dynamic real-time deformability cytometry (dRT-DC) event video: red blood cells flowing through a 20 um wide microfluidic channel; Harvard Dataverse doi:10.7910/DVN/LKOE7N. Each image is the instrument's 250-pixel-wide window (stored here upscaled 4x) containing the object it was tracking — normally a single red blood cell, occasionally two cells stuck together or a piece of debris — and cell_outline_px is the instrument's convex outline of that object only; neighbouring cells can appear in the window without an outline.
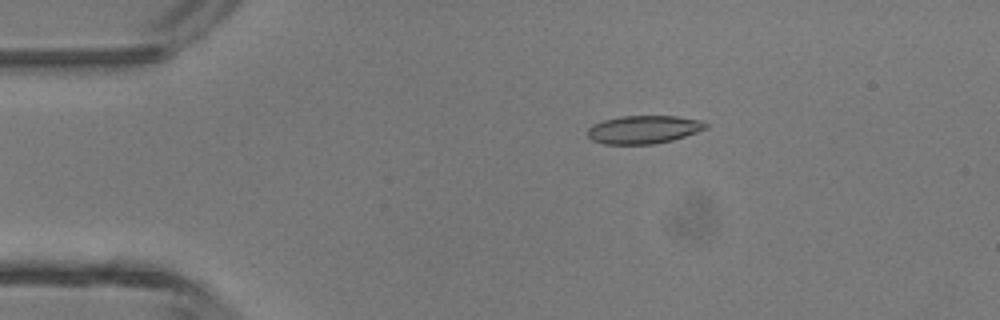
{"species": "common noctule bat (a hibernating species)", "species_latin": "Nyctalus noctula", "temperature_condition": "room temperature", "stored_images_in_passage": 46, "camera_frame_rate_fps": 3000, "um_per_image_px": 0.085, "animal": {"sex": "male", "body_mass_g": 13.3}, "frame": {"image": 1, "passage_image": 9, "time_ms": 2.667, "image_size_px": [1000, 320], "cell_outline_px": [[708, 128], [672, 140], [656, 144], [604, 144], [592, 140], [588, 136], [588, 128], [604, 120], [620, 116], [676, 116], [704, 120], [708, 124]], "centroid_in_image_um": [54.75, 11.01], "position_along_channel_um": 30.2, "area_um2": 19.36}}
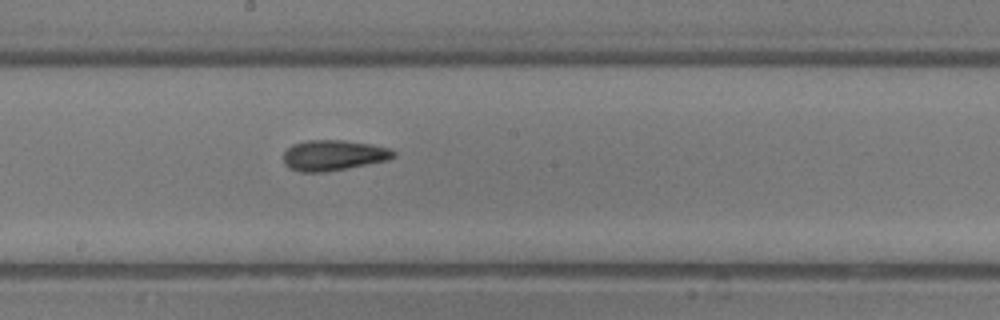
{"frame": {"image": 2, "passage_image": 25, "time_ms": 8.0, "image_size_px": [1000, 320], "cell_outline_px": [[396, 156], [388, 160], [324, 172], [300, 172], [288, 168], [284, 164], [284, 152], [292, 144], [308, 140], [344, 140], [372, 144], [388, 148], [396, 152]], "centroid_in_image_um": [28.33, 13.19], "position_along_channel_um": 219.9, "area_um2": 19.59}}
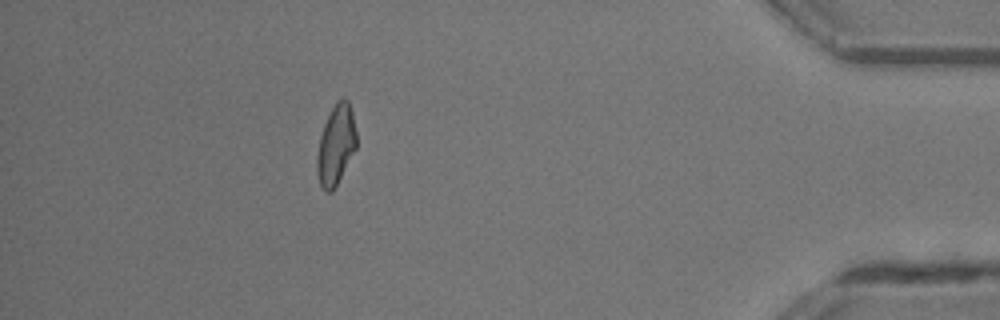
{"frame": {"image": 3, "passage_image": 41, "time_ms": 13.333, "image_size_px": [1000, 320], "cell_outline_px": [[356, 148], [332, 192], [324, 192], [320, 184], [316, 172], [316, 156], [320, 136], [324, 124], [336, 100], [348, 100], [352, 112], [356, 132]], "centroid_in_image_um": [28.53, 12.34], "position_along_channel_um": 406.7, "area_um2": 18.21}, "authors_computed_cell_mechanics": {"area_um2": 18.8139, "velocity_mm_per_s": 4.5179, "shape_relaxation_time_tau1_ms": 5.0928, "shape_relaxation_time_tau2_ms": 1.302, "deformation_change_tau1": 0.1806, "deformation_change_tau2": 0.0904}}